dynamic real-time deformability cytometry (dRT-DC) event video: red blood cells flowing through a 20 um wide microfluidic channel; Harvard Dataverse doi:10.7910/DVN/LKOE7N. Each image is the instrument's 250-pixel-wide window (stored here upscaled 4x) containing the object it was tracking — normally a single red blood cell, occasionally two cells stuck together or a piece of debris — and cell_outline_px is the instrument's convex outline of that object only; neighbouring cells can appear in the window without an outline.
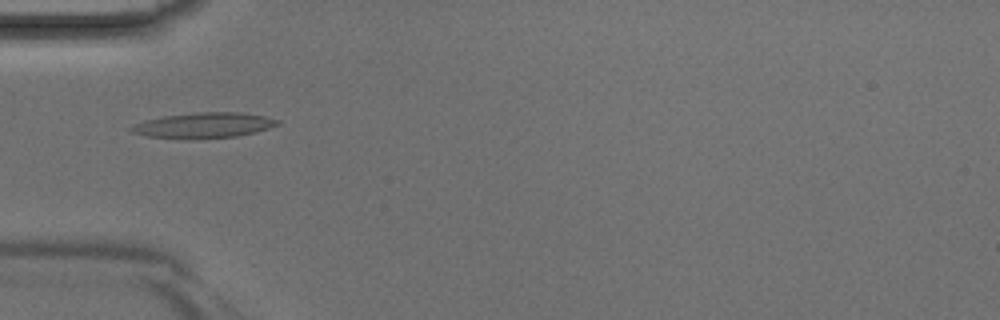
{"species": "Egyptian fruit bat (a non-hibernating species)", "species_latin": "Rousettus aegyptiacus", "temperature_condition": "room temperature", "stored_images_in_passage": 44, "camera_frame_rate_fps": 3000, "um_per_image_px": 0.085, "animal": {"sex": "male"}, "frame": {"image": 1, "passage_image": 14, "time_ms": 4.333, "image_size_px": [1000, 320], "cell_outline_px": [[280, 124], [256, 132], [236, 136], [192, 140], [188, 140], [148, 136], [132, 132], [128, 128], [136, 124], [148, 120], [164, 116], [196, 112], [240, 112], [264, 116], [280, 120]], "centroid_in_image_um": [17.34, 10.66], "position_along_channel_um": 67.7, "area_um2": 21.73}}
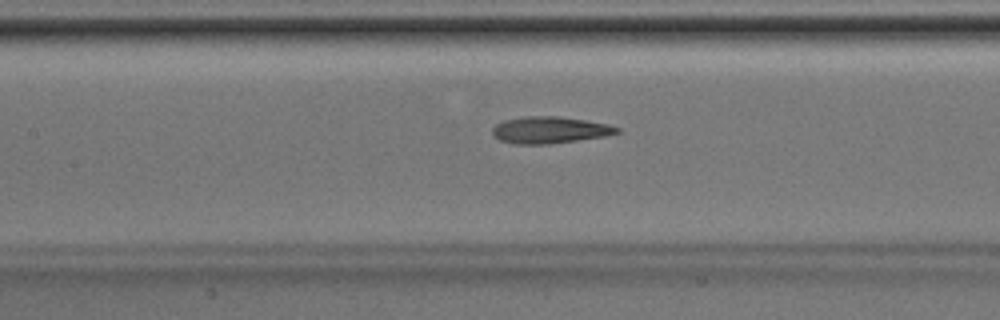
{"frame": {"image": 2, "passage_image": 20, "time_ms": 6.333, "image_size_px": [1000, 320], "cell_outline_px": [[620, 132], [604, 136], [548, 144], [516, 144], [500, 140], [492, 136], [492, 128], [496, 124], [504, 120], [524, 116], [560, 116], [608, 124], [620, 128]], "centroid_in_image_um": [46.69, 11.04], "position_along_channel_um": 160.7, "area_um2": 19.36}}
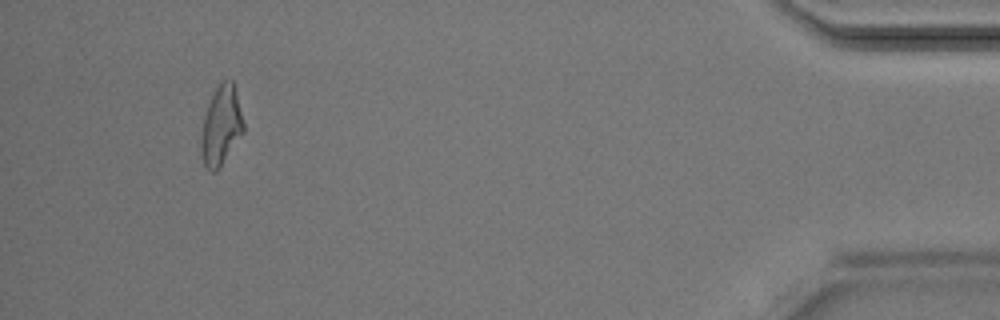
{"frame": {"image": 3, "passage_image": 41, "time_ms": 13.333, "image_size_px": [1000, 320], "cell_outline_px": [[244, 132], [216, 172], [212, 172], [204, 164], [200, 148], [200, 136], [204, 116], [208, 104], [216, 88], [224, 80], [232, 80], [236, 92], [244, 124]], "centroid_in_image_um": [18.78, 10.7], "position_along_channel_um": 416.4, "area_um2": 19.36}}